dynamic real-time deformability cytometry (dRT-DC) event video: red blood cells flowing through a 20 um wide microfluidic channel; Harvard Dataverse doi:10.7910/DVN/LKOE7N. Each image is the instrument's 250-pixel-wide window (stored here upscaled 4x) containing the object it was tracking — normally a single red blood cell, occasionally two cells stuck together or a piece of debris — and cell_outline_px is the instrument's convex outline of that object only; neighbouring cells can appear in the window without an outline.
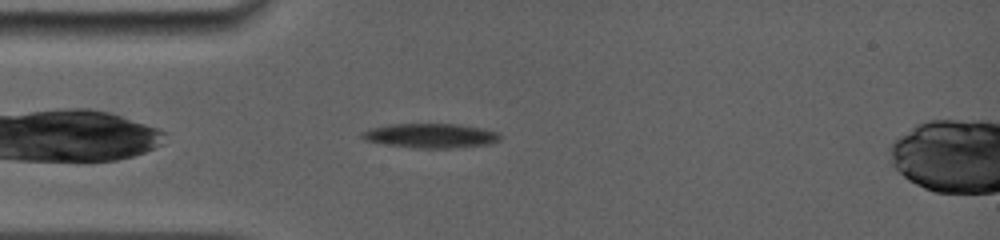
{"species": "common noctule bat (a hibernating species)", "species_latin": "Nyctalus noctula", "temperature_condition": "room temperature", "stored_images_in_passage": 23, "camera_frame_rate_fps": 5000, "um_per_image_px": 0.085, "animal": {"sex": "female", "body_mass_g": 19.0, "forearm_length_mm": 56.7}, "frame": {"image": 1, "passage_image": 3, "time_ms": 0.8, "image_size_px": [1000, 240], "cell_outline_px": [[500, 140], [488, 144], [452, 148], [420, 148], [388, 144], [364, 140], [360, 136], [360, 132], [372, 128], [388, 124], [456, 124], [480, 128], [500, 132]], "centroid_in_image_um": [36.6, 11.53], "position_along_channel_um": 48.4, "area_um2": 19.48}}
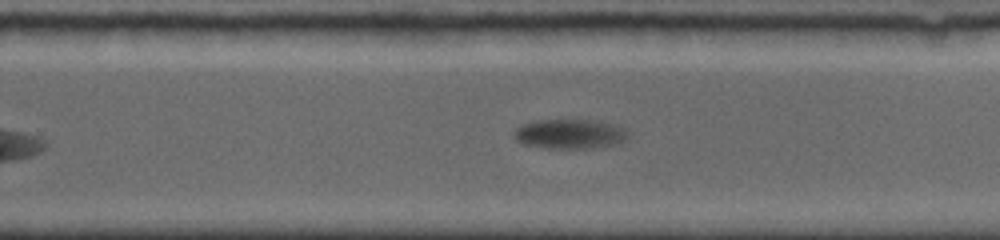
{"frame": {"image": 2, "passage_image": 14, "time_ms": 7.4, "image_size_px": [1000, 240], "cell_outline_px": [[628, 136], [620, 144], [588, 148], [544, 148], [524, 144], [516, 140], [512, 136], [512, 132], [516, 128], [524, 124], [540, 120], [592, 120], [616, 124], [624, 128]], "centroid_in_image_um": [48.43, 11.39], "position_along_channel_um": 281.4, "area_um2": 19.71}}
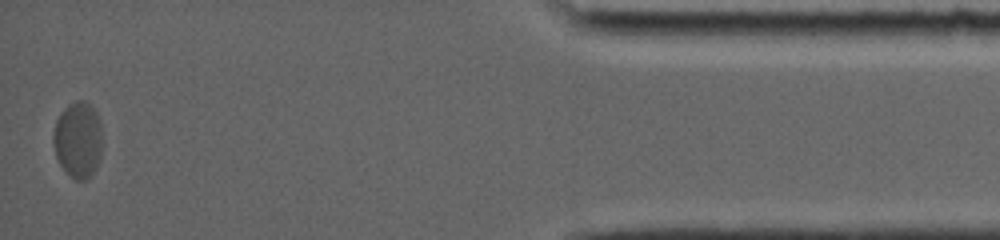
{"frame": {"image": 3, "passage_image": 23, "time_ms": 13.2, "image_size_px": [1000, 240], "cell_outline_px": [[100, 160], [88, 180], [76, 180], [60, 164], [56, 156], [52, 144], [52, 132], [56, 120], [60, 112], [68, 104], [76, 100], [84, 100], [96, 112], [100, 120]], "centroid_in_image_um": [6.6, 11.86], "position_along_channel_um": 428.6, "area_um2": 21.73}}